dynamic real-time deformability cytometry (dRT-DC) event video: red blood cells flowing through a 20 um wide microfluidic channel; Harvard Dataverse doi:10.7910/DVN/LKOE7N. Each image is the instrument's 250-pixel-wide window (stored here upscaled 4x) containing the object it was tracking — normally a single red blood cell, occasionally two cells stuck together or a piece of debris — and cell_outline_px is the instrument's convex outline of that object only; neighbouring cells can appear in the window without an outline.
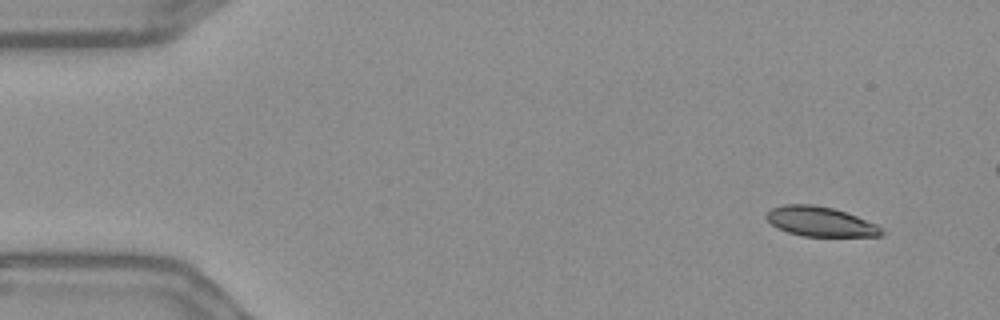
{"species": "Egyptian fruit bat (a non-hibernating species)", "species_latin": "Rousettus aegyptiacus", "temperature_condition": "warm", "stored_images_in_passage": 54, "segment_of_instrument_passage": [1, 2], "camera_frame_rate_fps": 3000, "um_per_image_px": 0.085, "frame": {"image": 1, "passage_image": 1, "time_ms": 0.0, "image_size_px": [1000, 320], "cell_outline_px": [[884, 232], [880, 236], [804, 236], [788, 232], [772, 224], [764, 216], [772, 208], [784, 204], [812, 204], [832, 208], [856, 216], [876, 224]], "centroid_in_image_um": [69.71, 18.83], "position_along_channel_um": 15.3, "area_um2": 19.59}}
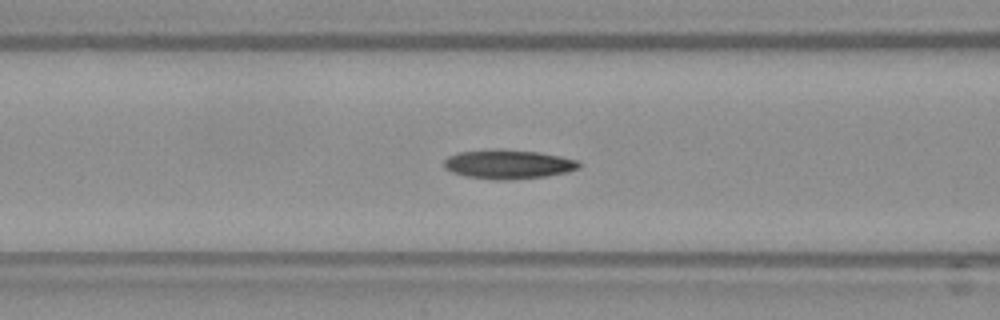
{"frame": {"image": 2, "passage_image": 19, "time_ms": 6.0, "image_size_px": [1000, 320], "cell_outline_px": [[580, 168], [568, 172], [548, 176], [512, 180], [496, 180], [464, 176], [452, 172], [444, 168], [444, 160], [448, 156], [456, 152], [496, 148], [504, 148], [540, 152], [560, 156], [576, 160], [580, 164]], "centroid_in_image_um": [43.18, 13.95], "position_along_channel_um": 123.4, "area_um2": 23.47}}
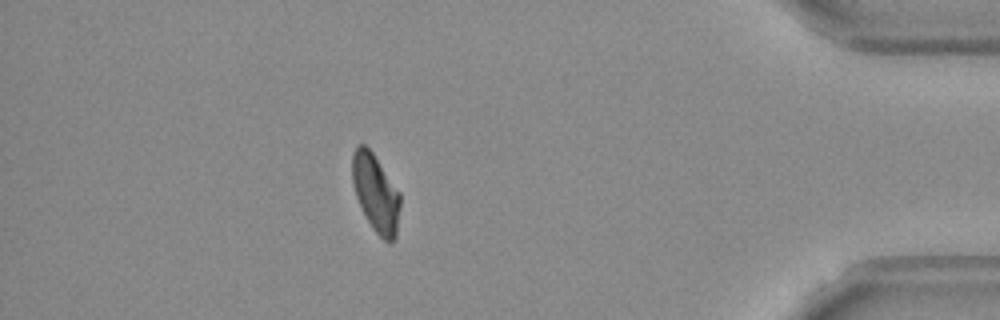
{"frame": {"image": 3, "passage_image": 46, "time_ms": 15.0, "image_size_px": [1000, 320], "cell_outline_px": [[400, 208], [396, 236], [388, 244], [372, 228], [356, 196], [352, 180], [352, 152], [356, 144], [364, 144], [372, 152], [400, 192]], "centroid_in_image_um": [31.94, 16.39], "position_along_channel_um": 403.3, "area_um2": 21.56}}